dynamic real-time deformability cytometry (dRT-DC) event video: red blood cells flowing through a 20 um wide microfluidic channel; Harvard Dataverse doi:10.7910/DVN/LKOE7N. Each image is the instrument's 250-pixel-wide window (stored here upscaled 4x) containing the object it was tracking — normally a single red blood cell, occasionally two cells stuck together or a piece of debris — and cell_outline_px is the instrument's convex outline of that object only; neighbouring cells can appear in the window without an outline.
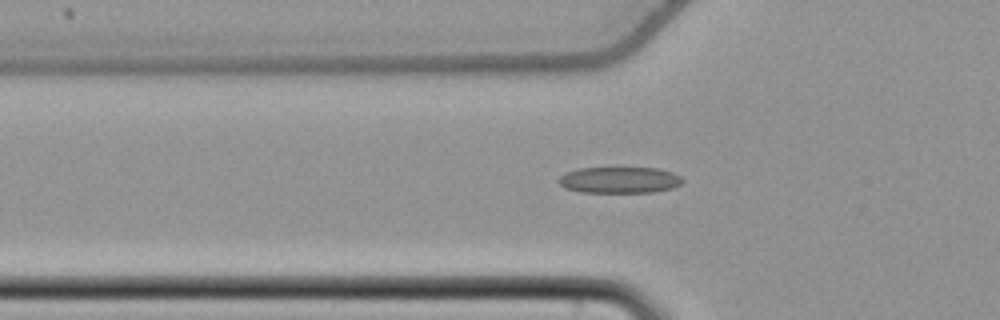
{"species": "common noctule bat (a hibernating species)", "species_latin": "Nyctalus noctula", "temperature_condition": "cold", "stored_images_in_passage": 52, "camera_frame_rate_fps": 3000, "um_per_image_px": 0.085, "animal": {"sex": "female", "body_mass_g": 22.7, "forearm_length_mm": 54.2}, "frame": {"image": 1, "passage_image": 20, "time_ms": 6.333, "image_size_px": [1000, 320], "cell_outline_px": [[684, 180], [680, 184], [672, 188], [652, 192], [580, 192], [564, 188], [556, 180], [560, 176], [568, 172], [580, 168], [660, 168], [672, 172], [680, 176]], "centroid_in_image_um": [52.65, 15.3], "position_along_channel_um": 73.1, "area_um2": 18.96}}
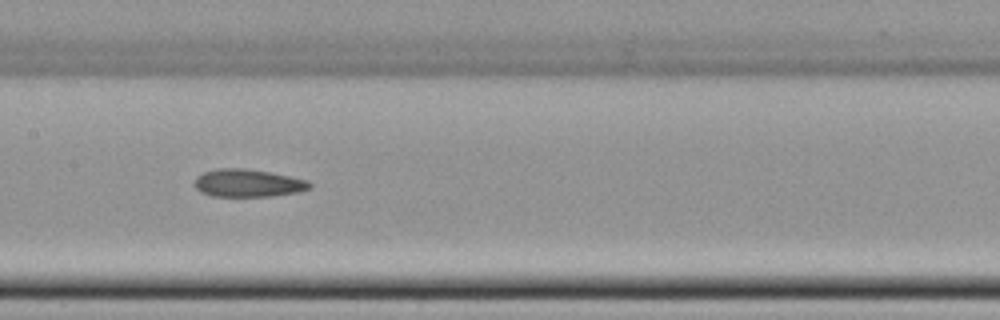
{"frame": {"image": 2, "passage_image": 29, "time_ms": 9.333, "image_size_px": [1000, 320], "cell_outline_px": [[312, 188], [300, 192], [272, 196], [212, 196], [200, 192], [196, 188], [196, 176], [204, 172], [216, 168], [244, 168], [268, 172], [308, 180], [312, 184]], "centroid_in_image_um": [21.1, 15.56], "position_along_channel_um": 186.3, "area_um2": 18.61}}
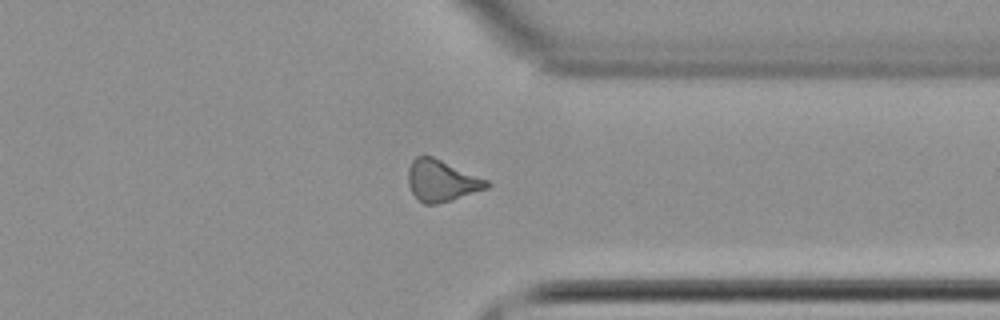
{"frame": {"image": 3, "passage_image": 44, "time_ms": 14.333, "image_size_px": [1000, 320], "cell_outline_px": [[492, 184], [488, 188], [452, 200], [436, 204], [424, 204], [412, 192], [408, 184], [408, 168], [412, 160], [416, 156], [432, 156], [488, 180]], "centroid_in_image_um": [37.54, 15.36], "position_along_channel_um": 373.9, "area_um2": 18.9}}